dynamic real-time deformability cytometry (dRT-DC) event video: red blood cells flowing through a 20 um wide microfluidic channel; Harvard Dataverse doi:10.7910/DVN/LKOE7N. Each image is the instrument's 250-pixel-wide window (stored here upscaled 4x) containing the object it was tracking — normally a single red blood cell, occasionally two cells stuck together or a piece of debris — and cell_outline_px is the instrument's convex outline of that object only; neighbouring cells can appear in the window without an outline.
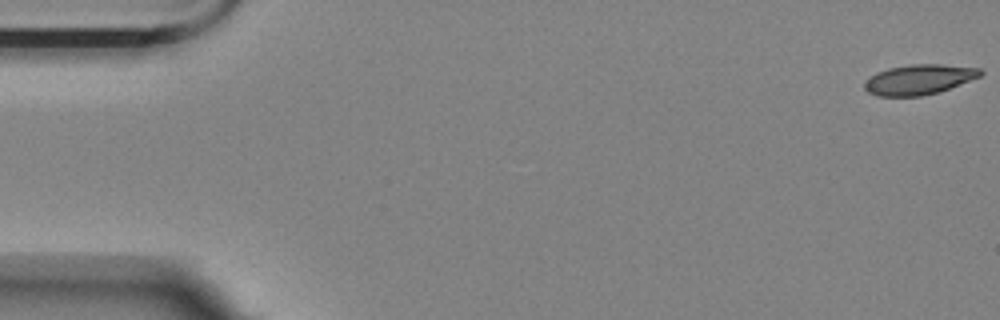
{"species": "Egyptian fruit bat (a non-hibernating species)", "species_latin": "Rousettus aegyptiacus", "temperature_condition": "room temperature", "stored_images_in_passage": 9, "camera_frame_rate_fps": 3000, "um_per_image_px": 0.085, "animal": {"sex": "female"}, "frame": {"image": 1, "passage_image": 1, "time_ms": 0.0, "image_size_px": [1000, 320], "cell_outline_px": [[984, 72], [980, 76], [940, 92], [920, 96], [880, 96], [868, 92], [864, 88], [864, 80], [876, 72], [888, 68], [912, 64], [940, 64], [980, 68]], "centroid_in_image_um": [78.09, 6.75], "position_along_channel_um": 6.9, "area_um2": 20.35}}